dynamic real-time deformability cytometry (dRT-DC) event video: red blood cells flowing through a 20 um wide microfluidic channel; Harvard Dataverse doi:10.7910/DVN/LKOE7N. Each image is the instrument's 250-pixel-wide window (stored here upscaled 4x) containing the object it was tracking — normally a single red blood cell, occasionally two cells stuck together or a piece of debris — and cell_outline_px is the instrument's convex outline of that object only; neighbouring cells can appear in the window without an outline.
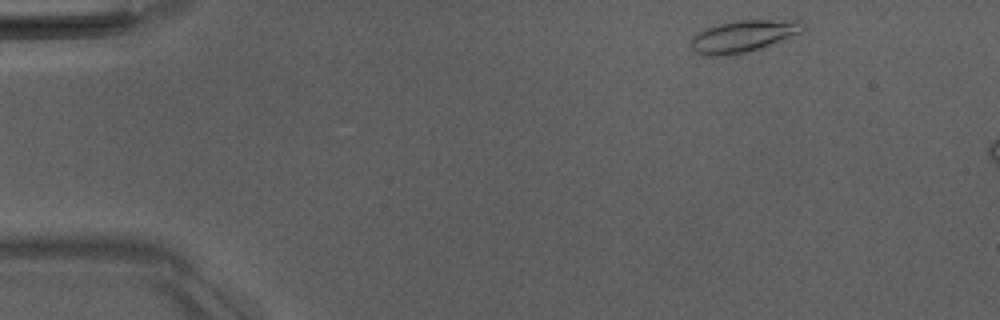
{"species": "Egyptian fruit bat (a non-hibernating species)", "species_latin": "Rousettus aegyptiacus", "temperature_condition": "room temperature", "stored_images_in_passage": 3, "camera_frame_rate_fps": 3000, "um_per_image_px": 0.085, "animal": {"sex": "male"}, "frame": {"image": 1, "passage_image": 1, "time_ms": 0.0, "image_size_px": [1000, 320], "cell_outline_px": [[808, 28], [804, 32], [760, 48], [744, 52], [724, 56], [708, 56], [692, 52], [688, 44], [692, 36], [696, 32], [704, 28], [720, 24], [740, 20], [804, 20]], "centroid_in_image_um": [63.17, 3.07], "position_along_channel_um": 21.8, "area_um2": 21.27}}